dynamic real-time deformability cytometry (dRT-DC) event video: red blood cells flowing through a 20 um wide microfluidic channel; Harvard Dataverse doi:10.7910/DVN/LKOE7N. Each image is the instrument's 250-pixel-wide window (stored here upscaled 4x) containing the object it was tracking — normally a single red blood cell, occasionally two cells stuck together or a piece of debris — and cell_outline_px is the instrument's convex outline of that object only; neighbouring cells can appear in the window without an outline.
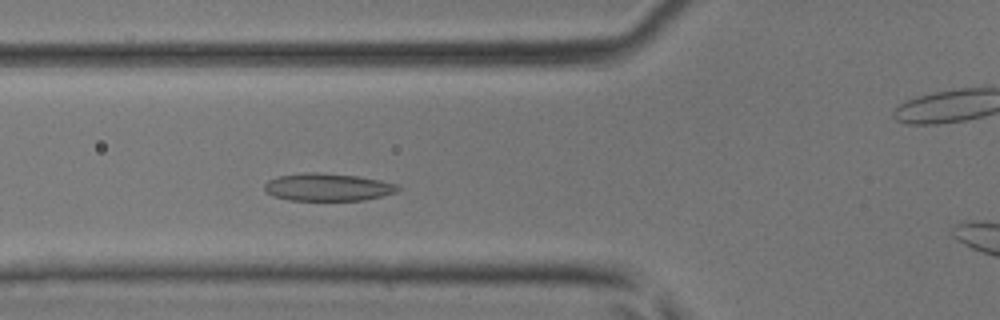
{"species": "common noctule bat (a hibernating species)", "species_latin": "Nyctalus noctula", "temperature_condition": "room temperature", "stored_images_in_passage": 31, "camera_frame_rate_fps": 3000, "um_per_image_px": 0.085, "animal": {"sex": "male", "body_mass_g": 17.9, "forearm_length_mm": 54.2}, "frame": {"image": 1, "passage_image": 11, "time_ms": 3.333, "image_size_px": [1000, 320], "cell_outline_px": [[400, 188], [396, 192], [364, 200], [288, 200], [272, 196], [264, 188], [264, 184], [268, 180], [276, 176], [308, 172], [320, 172], [356, 176], [380, 180], [396, 184]], "centroid_in_image_um": [27.81, 15.9], "position_along_channel_um": 98.0, "area_um2": 21.39}}
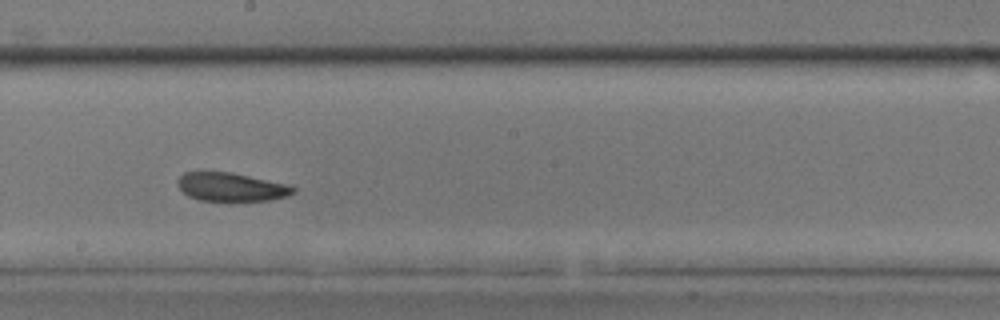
{"frame": {"image": 2, "passage_image": 20, "time_ms": 6.333, "image_size_px": [1000, 320], "cell_outline_px": [[296, 192], [288, 196], [268, 200], [232, 204], [228, 204], [200, 200], [188, 196], [176, 184], [176, 180], [184, 172], [200, 168], [232, 172], [288, 184], [296, 188]], "centroid_in_image_um": [19.59, 15.9], "position_along_channel_um": 228.6, "area_um2": 20.87}}
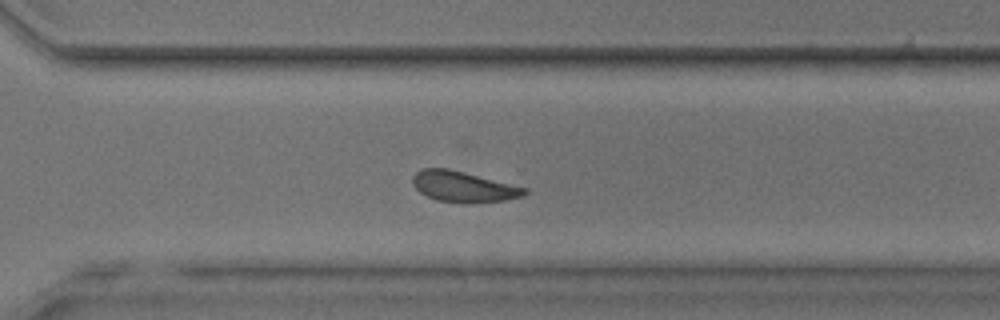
{"frame": {"image": 3, "passage_image": 27, "time_ms": 8.667, "image_size_px": [1000, 320], "cell_outline_px": [[528, 192], [524, 196], [504, 200], [468, 204], [464, 204], [436, 200], [420, 192], [412, 184], [412, 176], [420, 168], [448, 168], [528, 188]], "centroid_in_image_um": [39.38, 15.87], "position_along_channel_um": 331.2, "area_um2": 20.23}}